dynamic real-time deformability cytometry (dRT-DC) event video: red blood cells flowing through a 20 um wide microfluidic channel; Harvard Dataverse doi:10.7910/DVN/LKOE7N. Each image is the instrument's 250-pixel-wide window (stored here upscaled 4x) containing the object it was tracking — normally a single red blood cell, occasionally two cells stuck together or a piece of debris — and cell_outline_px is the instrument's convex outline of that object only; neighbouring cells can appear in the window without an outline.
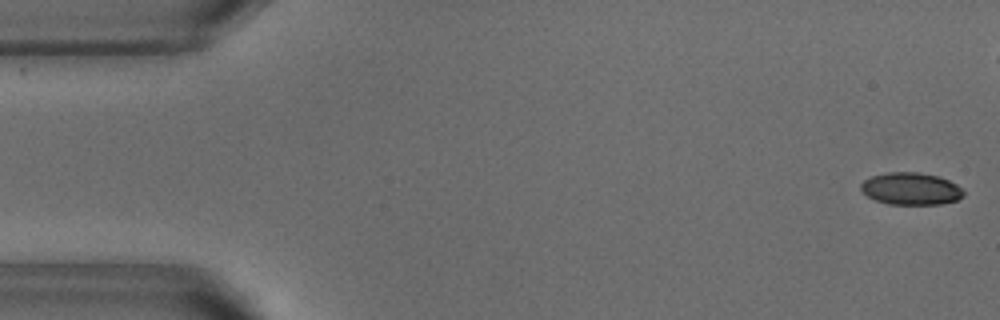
{"species": "common noctule bat (a hibernating species)", "species_latin": "Nyctalus noctula", "temperature_condition": "warm", "stored_images_in_passage": 45, "camera_frame_rate_fps": 3000, "um_per_image_px": 0.085, "animal": {"sex": "male", "body_mass_g": 18.8}, "frame": {"image": 1, "passage_image": 1, "time_ms": 0.0, "image_size_px": [1000, 320], "cell_outline_px": [[964, 196], [956, 200], [940, 204], [888, 204], [876, 200], [868, 196], [860, 188], [860, 184], [864, 180], [872, 176], [888, 172], [916, 172], [936, 176], [948, 180], [956, 184], [964, 192]], "centroid_in_image_um": [77.41, 16.04], "position_along_channel_um": 7.6, "area_um2": 19.07}}
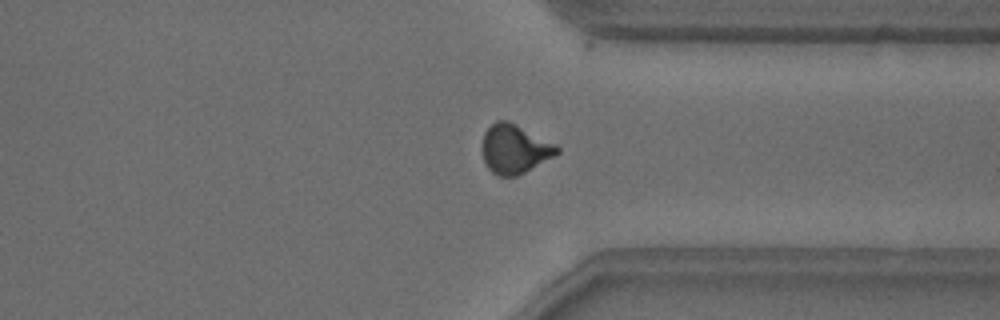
{"frame": {"image": 2, "passage_image": 39, "time_ms": 12.667, "image_size_px": [1000, 320], "cell_outline_px": [[560, 152], [556, 156], [516, 176], [496, 176], [484, 164], [484, 132], [496, 120], [508, 120], [556, 144], [560, 148]], "centroid_in_image_um": [43.77, 12.67], "position_along_channel_um": 367.6, "area_um2": 21.27}, "authors_computed_cell_mechanics": {"area_um2": 21.0392, "velocity_mm_per_s": 3.8446, "shape_relaxation_time_tau1_ms": 3.94, "shape_relaxation_time_tau2_ms": 1.3204, "deformation_change_tau1": 0.1486, "deformation_change_tau2": 0.0656}}